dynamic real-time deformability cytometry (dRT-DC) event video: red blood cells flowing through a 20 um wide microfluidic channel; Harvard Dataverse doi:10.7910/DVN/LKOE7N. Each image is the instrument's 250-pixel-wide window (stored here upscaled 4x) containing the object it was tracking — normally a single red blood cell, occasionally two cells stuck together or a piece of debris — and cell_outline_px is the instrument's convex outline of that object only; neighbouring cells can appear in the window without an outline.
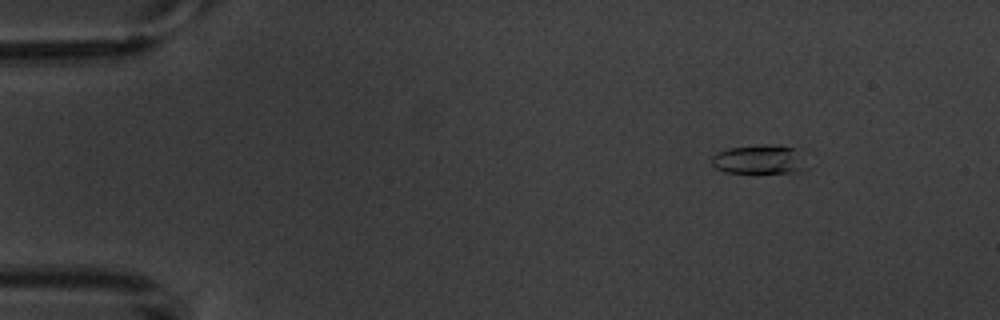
{"species": "common noctule bat (a hibernating species)", "species_latin": "Nyctalus noctula", "temperature_condition": "warm", "stored_images_in_passage": 5, "camera_frame_rate_fps": 3000, "um_per_image_px": 0.085, "animal": {"sex": "male", "body_mass_g": 20.1, "forearm_length_mm": 53.5}, "frame": {"image": 1, "passage_image": 2, "time_ms": 1.0, "image_size_px": [1000, 320], "cell_outline_px": [[812, 168], [800, 172], [724, 172], [716, 168], [712, 164], [712, 156], [716, 152], [728, 148], [756, 144], [772, 144], [792, 148]], "centroid_in_image_um": [64.55, 13.55], "position_along_channel_um": 20.5, "area_um2": 16.24}}
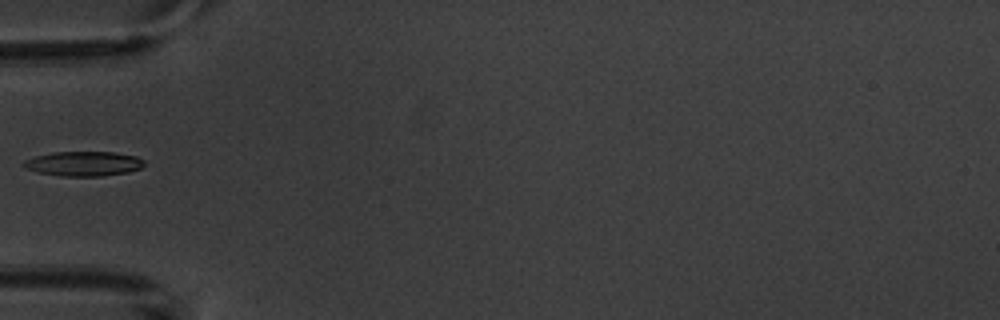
{"frame": {"image": 2, "passage_image": 5, "time_ms": 5.0, "image_size_px": [1000, 320], "cell_outline_px": [[144, 164], [140, 168], [128, 172], [104, 176], [60, 176], [40, 172], [24, 168], [20, 164], [24, 160], [36, 156], [52, 152], [116, 152], [136, 156], [144, 160]], "centroid_in_image_um": [7.09, 13.91], "position_along_channel_um": 77.9, "area_um2": 17.4}}